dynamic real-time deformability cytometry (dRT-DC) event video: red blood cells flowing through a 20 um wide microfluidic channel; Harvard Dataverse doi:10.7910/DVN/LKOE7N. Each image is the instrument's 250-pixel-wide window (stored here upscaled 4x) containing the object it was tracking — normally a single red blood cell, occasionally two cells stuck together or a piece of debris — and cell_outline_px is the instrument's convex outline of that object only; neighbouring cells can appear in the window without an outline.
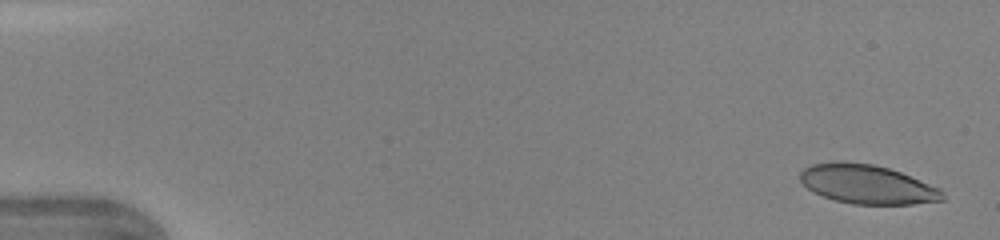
{"species": "human", "species_latin": "Homo sapiens", "temperature_condition": "warm", "stored_images_in_passage": 44, "camera_frame_rate_fps": 3000, "um_per_image_px": 0.085, "donor": {"sex": "female"}, "frame": {"image": 1, "passage_image": 2, "time_ms": 0.333, "image_size_px": [1000, 240], "cell_outline_px": [[944, 200], [912, 204], [852, 204], [836, 200], [824, 196], [808, 188], [800, 180], [800, 172], [804, 168], [812, 164], [836, 160], [872, 164], [888, 168], [900, 172], [940, 188], [944, 192]], "centroid_in_image_um": [73.72, 15.65], "position_along_channel_um": 11.3, "area_um2": 32.31}}
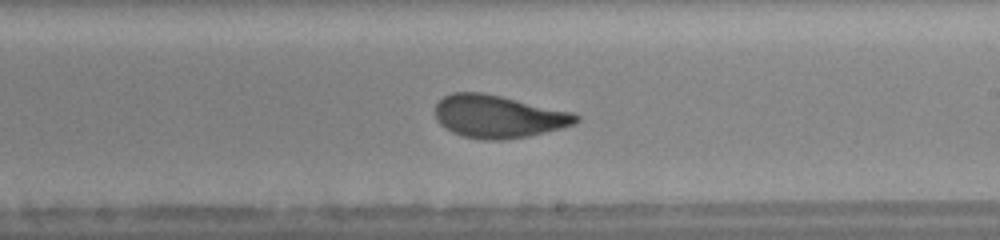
{"frame": {"image": 2, "passage_image": 27, "time_ms": 8.667, "image_size_px": [1000, 240], "cell_outline_px": [[580, 120], [572, 124], [560, 128], [528, 136], [504, 140], [484, 140], [464, 136], [452, 132], [444, 128], [436, 120], [436, 104], [444, 96], [452, 92], [480, 92], [500, 96], [572, 112], [580, 116]], "centroid_in_image_um": [42.32, 9.9], "position_along_channel_um": 246.7, "area_um2": 34.8}}
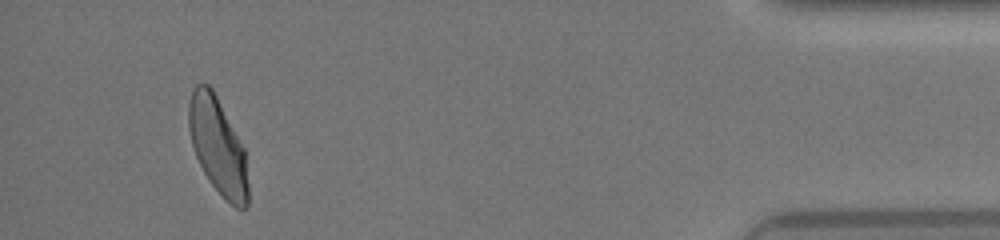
{"frame": {"image": 3, "passage_image": 42, "time_ms": 13.667, "image_size_px": [1000, 240], "cell_outline_px": [[248, 208], [236, 208], [212, 184], [204, 172], [196, 156], [192, 144], [188, 128], [188, 104], [192, 88], [196, 84], [208, 84], [212, 88], [244, 148], [248, 184]], "centroid_in_image_um": [18.5, 12.38], "position_along_channel_um": 416.7, "area_um2": 32.95}}